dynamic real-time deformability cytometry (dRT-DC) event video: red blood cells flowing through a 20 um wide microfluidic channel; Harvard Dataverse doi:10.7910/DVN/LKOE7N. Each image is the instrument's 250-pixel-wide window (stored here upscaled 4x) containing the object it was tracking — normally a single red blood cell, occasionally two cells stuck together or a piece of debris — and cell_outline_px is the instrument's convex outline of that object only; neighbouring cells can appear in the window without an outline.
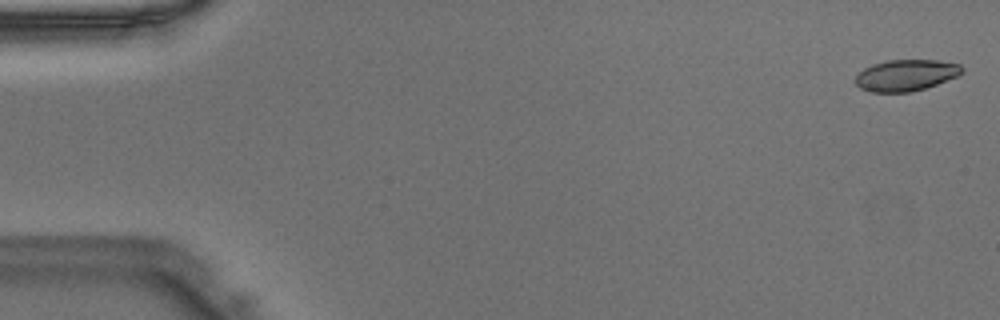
{"species": "Egyptian fruit bat (a non-hibernating species)", "species_latin": "Rousettus aegyptiacus", "temperature_condition": "warm", "stored_images_in_passage": 47, "camera_frame_rate_fps": 3000, "um_per_image_px": 0.085, "animal": {"sex": "male"}, "frame": {"image": 1, "passage_image": 1, "time_ms": 0.0, "image_size_px": [1000, 320], "cell_outline_px": [[964, 72], [956, 76], [936, 84], [912, 92], [868, 92], [860, 88], [856, 84], [856, 76], [864, 68], [872, 64], [888, 60], [936, 60], [960, 64], [964, 68]], "centroid_in_image_um": [77.0, 6.39], "position_along_channel_um": 8.0, "area_um2": 19.42}}
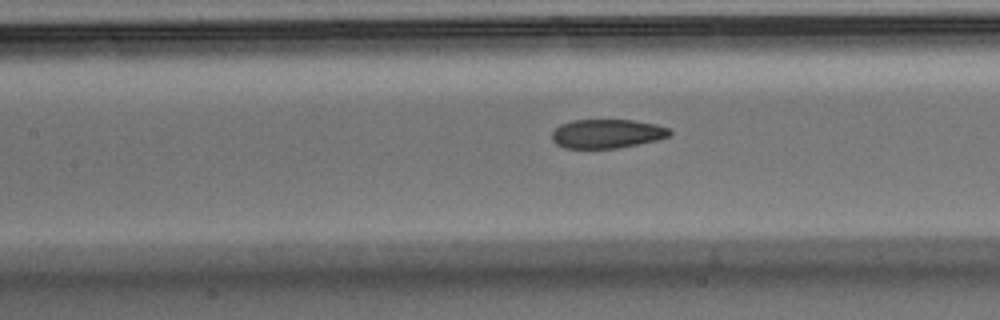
{"frame": {"image": 2, "passage_image": 21, "time_ms": 6.667, "image_size_px": [1000, 320], "cell_outline_px": [[672, 136], [656, 140], [616, 148], [564, 148], [556, 144], [552, 140], [552, 132], [560, 124], [572, 120], [632, 120], [656, 124], [668, 128], [672, 132]], "centroid_in_image_um": [51.59, 11.36], "position_along_channel_um": 155.8, "area_um2": 19.88}}
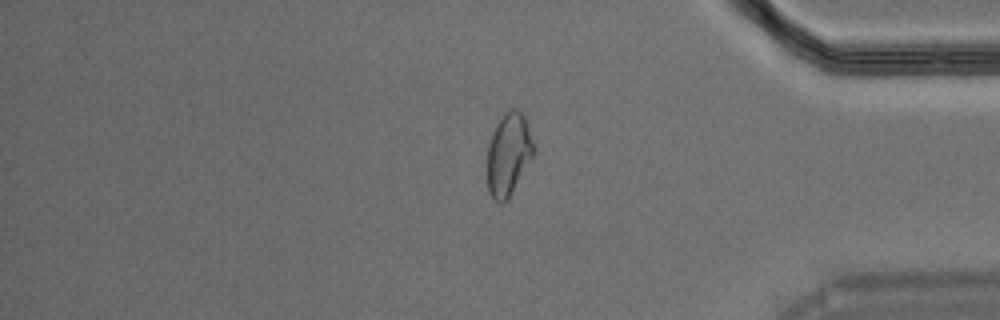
{"frame": {"image": 3, "passage_image": 39, "time_ms": 12.667, "image_size_px": [1000, 320], "cell_outline_px": [[536, 152], [508, 200], [504, 204], [500, 204], [488, 192], [488, 144], [492, 132], [496, 124], [504, 112], [512, 108], [516, 108], [524, 116], [536, 148]], "centroid_in_image_um": [43.24, 13.12], "position_along_channel_um": 392.0, "area_um2": 22.6}}